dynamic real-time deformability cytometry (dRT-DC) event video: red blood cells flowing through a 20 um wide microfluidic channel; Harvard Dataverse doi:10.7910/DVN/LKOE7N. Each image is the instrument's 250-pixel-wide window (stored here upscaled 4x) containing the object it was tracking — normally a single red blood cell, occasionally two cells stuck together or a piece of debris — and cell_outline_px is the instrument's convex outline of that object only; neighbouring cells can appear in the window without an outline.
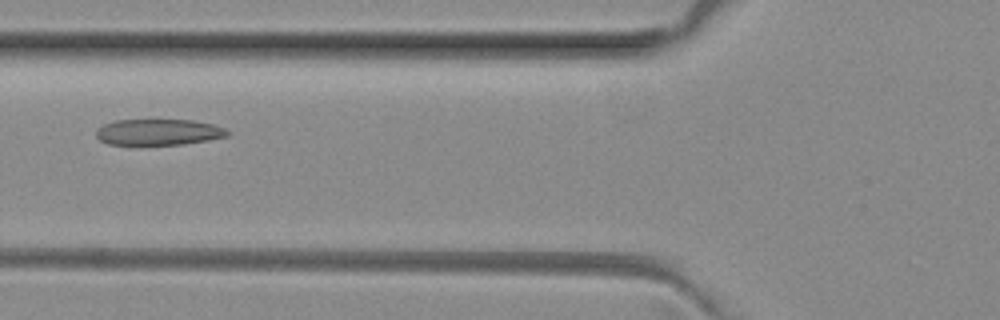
{"species": "common noctule bat (a hibernating species)", "species_latin": "Nyctalus noctula", "temperature_condition": "room temperature", "stored_images_in_passage": 5, "camera_frame_rate_fps": 3000, "um_per_image_px": 0.085, "animal": {"sex": "female", "body_mass_g": 29.2, "forearm_length_mm": 56.3}, "frame": {"image": 1, "passage_image": 4, "time_ms": 1.0, "image_size_px": [1000, 320], "cell_outline_px": [[228, 136], [208, 140], [184, 144], [108, 144], [100, 140], [96, 136], [96, 128], [104, 124], [116, 120], [192, 120], [212, 124], [224, 128], [228, 132]], "centroid_in_image_um": [13.45, 11.22], "position_along_channel_um": 112.3, "area_um2": 19.77}}
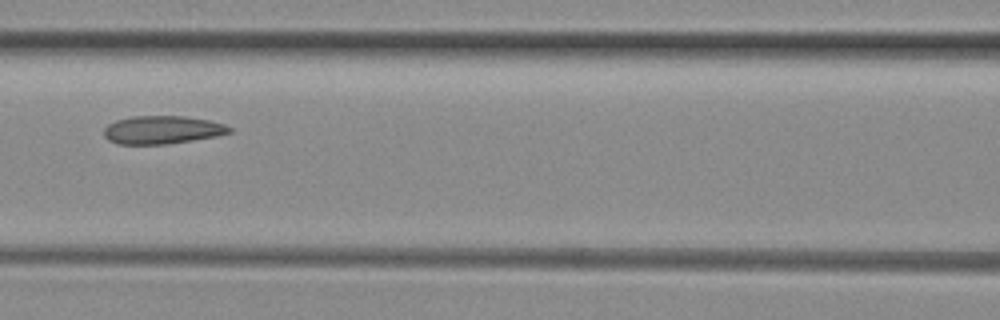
{"frame": {"image": 2, "passage_image": 5, "time_ms": 1.333, "image_size_px": [1000, 320], "cell_outline_px": [[232, 132], [216, 136], [168, 144], [116, 144], [108, 140], [104, 136], [104, 128], [108, 124], [116, 120], [132, 116], [184, 116], [208, 120], [224, 124], [232, 128]], "centroid_in_image_um": [13.77, 11.04], "position_along_channel_um": 152.8, "area_um2": 20.58}}